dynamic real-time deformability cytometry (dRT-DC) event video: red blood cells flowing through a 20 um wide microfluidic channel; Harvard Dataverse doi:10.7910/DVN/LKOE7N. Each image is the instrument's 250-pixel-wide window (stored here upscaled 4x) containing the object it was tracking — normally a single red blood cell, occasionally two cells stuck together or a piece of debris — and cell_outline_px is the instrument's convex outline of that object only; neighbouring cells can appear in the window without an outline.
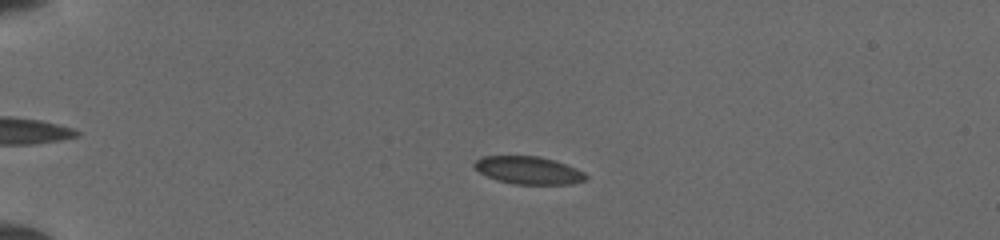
{"species": "common noctule bat (a hibernating species)", "species_latin": "Nyctalus noctula", "temperature_condition": "cold", "stored_images_in_passage": 44, "camera_frame_rate_fps": 3000, "um_per_image_px": 0.085, "animal": {"sex": "female", "body_mass_g": 19.5, "forearm_length_mm": 54.1}, "frame": {"image": 1, "passage_image": 12, "time_ms": 3.667, "image_size_px": [1000, 240], "cell_outline_px": [[588, 176], [584, 180], [572, 184], [516, 184], [496, 180], [480, 172], [472, 164], [476, 160], [484, 156], [536, 156], [552, 160], [576, 168], [584, 172]], "centroid_in_image_um": [44.92, 14.48], "position_along_channel_um": 40.1, "area_um2": 17.74}}
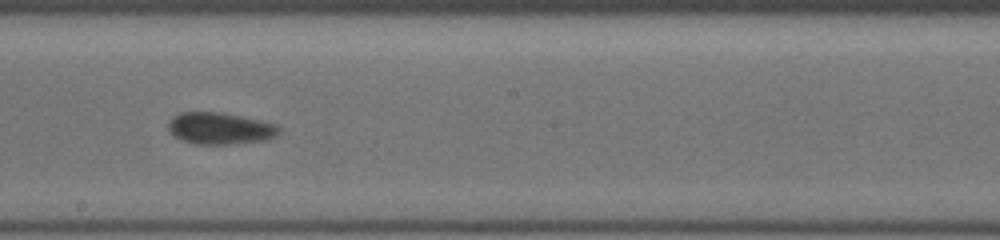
{"frame": {"image": 2, "passage_image": 30, "time_ms": 9.667, "image_size_px": [1000, 240], "cell_outline_px": [[280, 132], [264, 140], [228, 144], [192, 144], [180, 140], [172, 136], [168, 128], [168, 120], [172, 116], [180, 112], [220, 112], [260, 120], [272, 124], [280, 128]], "centroid_in_image_um": [18.59, 10.91], "position_along_channel_um": 229.6, "area_um2": 20.46}}
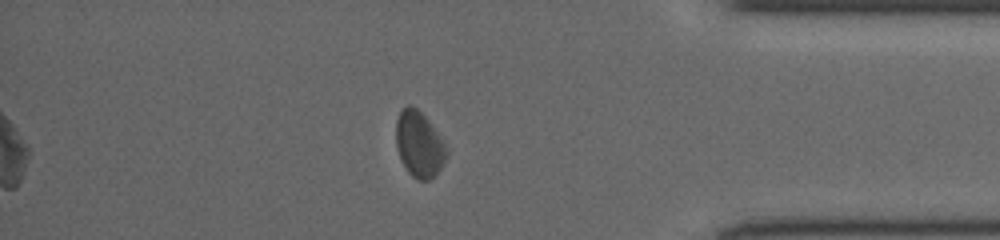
{"frame": {"image": 3, "passage_image": 44, "time_ms": 14.333, "image_size_px": [1000, 240], "cell_outline_px": [[448, 152], [444, 164], [428, 180], [420, 180], [412, 176], [408, 172], [400, 160], [396, 148], [396, 120], [400, 112], [408, 104], [416, 108], [428, 120], [444, 140], [448, 148]], "centroid_in_image_um": [35.63, 12.27], "position_along_channel_um": 399.6, "area_um2": 19.42}}